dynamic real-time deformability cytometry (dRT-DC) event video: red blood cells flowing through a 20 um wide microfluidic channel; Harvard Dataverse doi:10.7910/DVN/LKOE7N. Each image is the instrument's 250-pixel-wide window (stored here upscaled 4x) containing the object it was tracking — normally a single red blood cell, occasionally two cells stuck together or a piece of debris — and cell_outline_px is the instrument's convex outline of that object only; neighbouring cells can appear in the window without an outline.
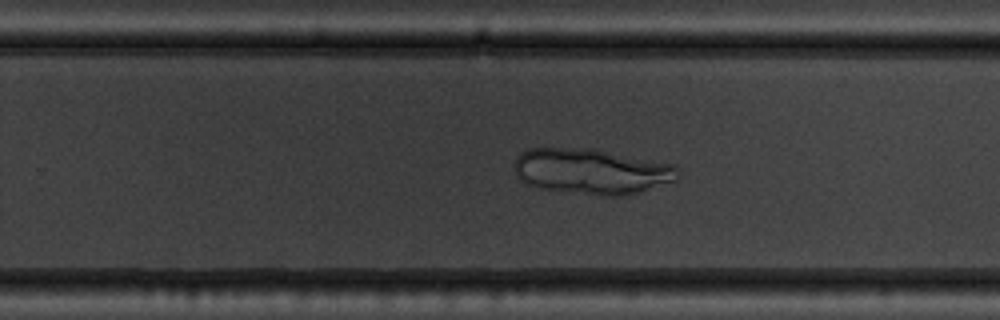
{"species": "common noctule bat (a hibernating species)", "species_latin": "Nyctalus noctula", "temperature_condition": "warm", "stored_images_in_passage": 36, "camera_frame_rate_fps": 3000, "um_per_image_px": 0.085, "animal": {"sex": "male", "body_mass_g": 19.5, "forearm_length_mm": 54.6}, "frame": {"image": 1, "passage_image": 26, "time_ms": 8.333, "image_size_px": [1000, 320], "cell_outline_px": [[680, 176], [676, 180], [624, 196], [600, 196], [540, 188], [524, 184], [516, 176], [512, 164], [516, 156], [520, 152], [528, 148], [596, 148], [672, 164], [680, 168]], "centroid_in_image_um": [50.24, 14.55], "position_along_channel_um": 279.6, "area_um2": 44.1}}